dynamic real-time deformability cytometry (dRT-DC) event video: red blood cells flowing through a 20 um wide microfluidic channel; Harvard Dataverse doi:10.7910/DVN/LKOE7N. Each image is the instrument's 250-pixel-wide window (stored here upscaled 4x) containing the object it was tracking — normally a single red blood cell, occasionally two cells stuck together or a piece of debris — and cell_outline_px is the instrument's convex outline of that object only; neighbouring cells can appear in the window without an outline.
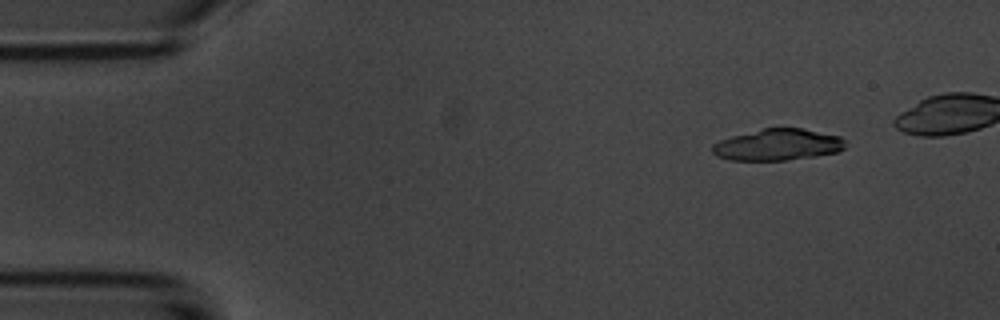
{"species": "common noctule bat (a hibernating species)", "species_latin": "Nyctalus noctula", "temperature_condition": "room temperature", "stored_images_in_passage": 8, "camera_frame_rate_fps": 3000, "um_per_image_px": 0.085, "animal": {"sex": "male", "body_mass_g": 20.1, "forearm_length_mm": 53.5}, "frame": {"image": 1, "passage_image": 2, "time_ms": 1.0, "image_size_px": [1000, 320], "cell_outline_px": [[844, 148], [836, 152], [816, 156], [788, 160], [728, 160], [716, 156], [712, 152], [712, 144], [720, 140], [732, 136], [760, 128], [804, 128], [840, 136], [844, 140]], "centroid_in_image_um": [66.08, 12.3], "position_along_channel_um": 18.9, "area_um2": 24.51}}